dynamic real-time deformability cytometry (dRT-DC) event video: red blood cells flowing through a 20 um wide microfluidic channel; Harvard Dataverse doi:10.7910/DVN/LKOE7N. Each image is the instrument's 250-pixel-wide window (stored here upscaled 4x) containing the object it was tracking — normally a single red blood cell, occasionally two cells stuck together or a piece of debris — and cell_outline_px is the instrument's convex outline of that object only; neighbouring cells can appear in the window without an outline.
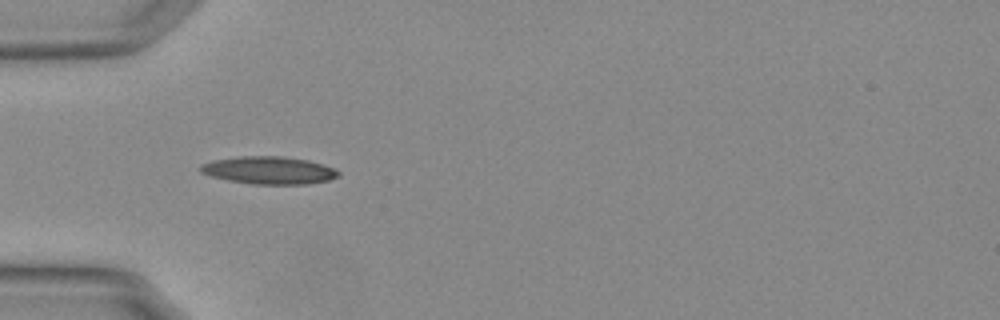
{"species": "Egyptian fruit bat (a non-hibernating species)", "species_latin": "Rousettus aegyptiacus", "temperature_condition": "warm", "stored_images_in_passage": 41, "camera_frame_rate_fps": 3000, "um_per_image_px": 0.085, "animal": {"sex": "female"}, "frame": {"image": 1, "passage_image": 7, "time_ms": 2.0, "image_size_px": [1000, 320], "cell_outline_px": [[340, 176], [328, 180], [308, 184], [252, 184], [228, 180], [212, 176], [200, 172], [200, 164], [212, 160], [240, 156], [280, 156], [308, 160], [336, 168], [340, 172]], "centroid_in_image_um": [22.88, 14.47], "position_along_channel_um": 62.1, "area_um2": 22.25}}
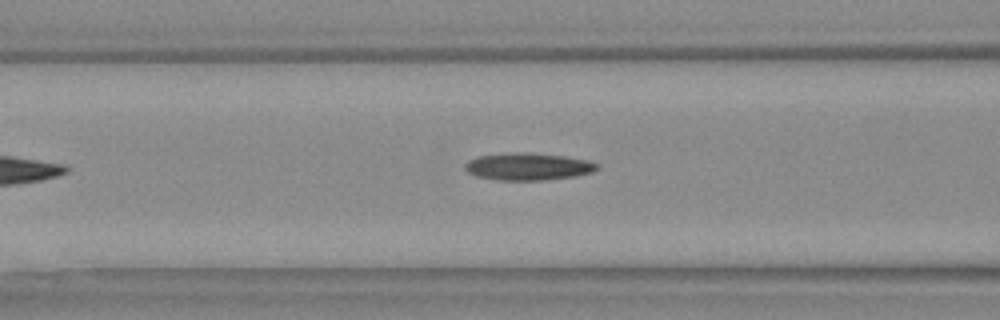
{"frame": {"image": 2, "passage_image": 12, "time_ms": 3.667, "image_size_px": [1000, 320], "cell_outline_px": [[596, 168], [592, 172], [576, 176], [544, 180], [500, 180], [476, 176], [468, 172], [464, 168], [464, 164], [468, 160], [480, 156], [512, 152], [528, 152], [564, 156], [588, 160], [596, 164]], "centroid_in_image_um": [44.85, 14.15], "position_along_channel_um": 121.7, "area_um2": 20.87}, "authors_computed_cell_mechanics": {"area_um2": 20.23, "velocity_mm_per_s": 3.7679, "shape_relaxation_time_tau1_ms": null, "shape_relaxation_time_tau2_ms": 3.8248, "deformation_change_tau1": null, "deformation_change_tau2": 0.1435}}